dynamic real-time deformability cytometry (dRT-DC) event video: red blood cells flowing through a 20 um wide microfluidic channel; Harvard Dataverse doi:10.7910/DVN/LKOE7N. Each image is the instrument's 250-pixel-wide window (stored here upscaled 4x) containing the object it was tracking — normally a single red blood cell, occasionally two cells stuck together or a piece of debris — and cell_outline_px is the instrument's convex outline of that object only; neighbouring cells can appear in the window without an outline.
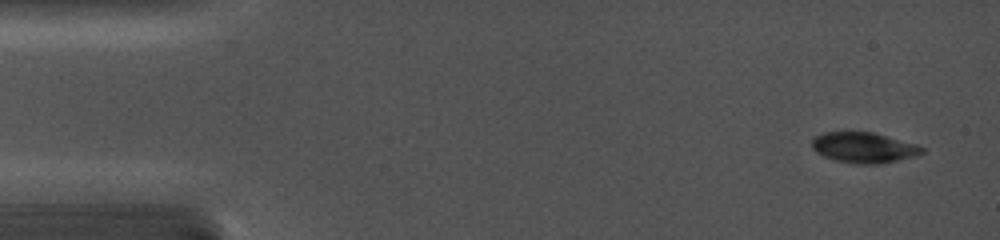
{"species": "common noctule bat (a hibernating species)", "species_latin": "Nyctalus noctula", "temperature_condition": "cold", "stored_images_in_passage": 12, "camera_frame_rate_fps": 5000, "um_per_image_px": 0.085, "animal": {"sex": "female", "body_mass_g": 19.0, "forearm_length_mm": 56.7}, "frame": {"image": 1, "passage_image": 1, "time_ms": 0.0, "image_size_px": [1000, 240], "cell_outline_px": [[924, 152], [912, 156], [880, 164], [856, 164], [836, 160], [824, 156], [816, 152], [812, 148], [812, 140], [816, 136], [824, 132], [872, 132], [916, 144], [924, 148]], "centroid_in_image_um": [73.39, 12.54], "position_along_channel_um": 11.6, "area_um2": 19.31}}
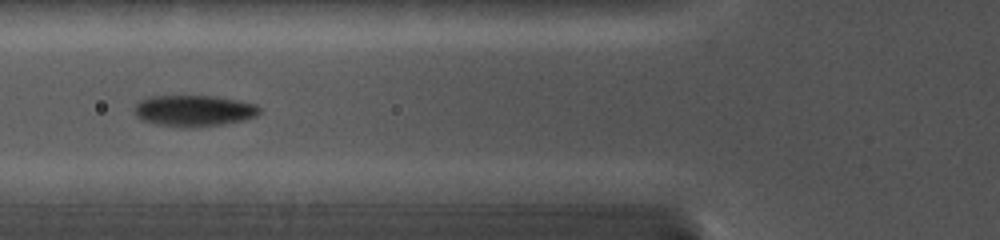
{"frame": {"image": 2, "passage_image": 6, "time_ms": 5.4, "image_size_px": [1000, 240], "cell_outline_px": [[260, 112], [256, 116], [244, 120], [224, 124], [188, 128], [184, 128], [156, 124], [144, 120], [136, 116], [136, 104], [140, 100], [148, 96], [216, 96], [256, 104], [260, 108]], "centroid_in_image_um": [16.5, 9.41], "position_along_channel_um": 109.3, "area_um2": 22.77}}
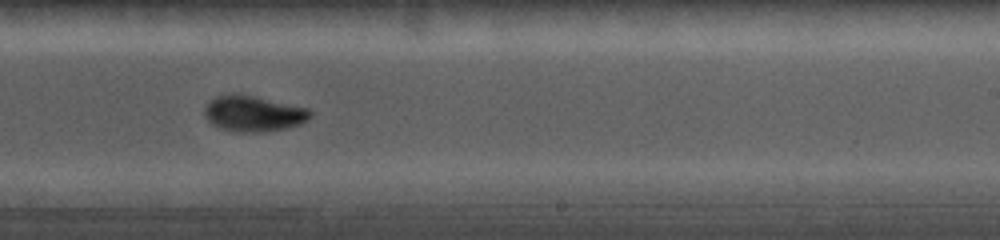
{"frame": {"image": 3, "passage_image": 10, "time_ms": 9.4, "image_size_px": [1000, 240], "cell_outline_px": [[312, 116], [308, 120], [300, 124], [284, 128], [264, 132], [232, 132], [220, 128], [212, 124], [208, 120], [204, 112], [204, 108], [208, 100], [216, 96], [232, 92], [252, 96], [308, 108], [312, 112]], "centroid_in_image_um": [21.5, 9.65], "position_along_channel_um": 267.5, "area_um2": 22.2}}